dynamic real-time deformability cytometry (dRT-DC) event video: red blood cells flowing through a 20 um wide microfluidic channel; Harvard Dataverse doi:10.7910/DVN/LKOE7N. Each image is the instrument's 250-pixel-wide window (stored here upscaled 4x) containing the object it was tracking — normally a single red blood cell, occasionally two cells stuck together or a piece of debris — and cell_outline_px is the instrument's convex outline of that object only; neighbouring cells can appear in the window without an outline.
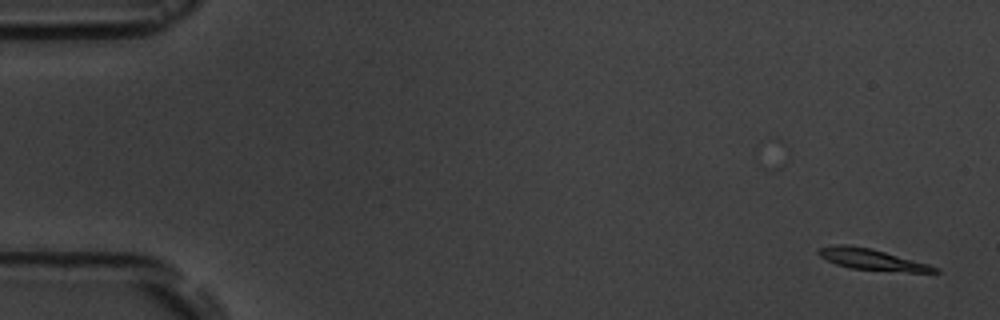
{"species": "common noctule bat (a hibernating species)", "species_latin": "Nyctalus noctula", "temperature_condition": "room temperature", "stored_images_in_passage": 7, "camera_frame_rate_fps": 3000, "um_per_image_px": 0.085, "animal": {"sex": "male", "body_mass_g": 19.5, "forearm_length_mm": 54.6}, "frame": {"image": 1, "passage_image": 1, "time_ms": 0.0, "image_size_px": [1000, 320], "cell_outline_px": [[940, 272], [908, 272], [852, 268], [836, 264], [820, 256], [816, 252], [820, 248], [836, 244], [844, 244], [868, 248], [884, 252], [928, 264], [940, 268]], "centroid_in_image_um": [74.11, 22.06], "position_along_channel_um": 10.9, "area_um2": 13.87}}
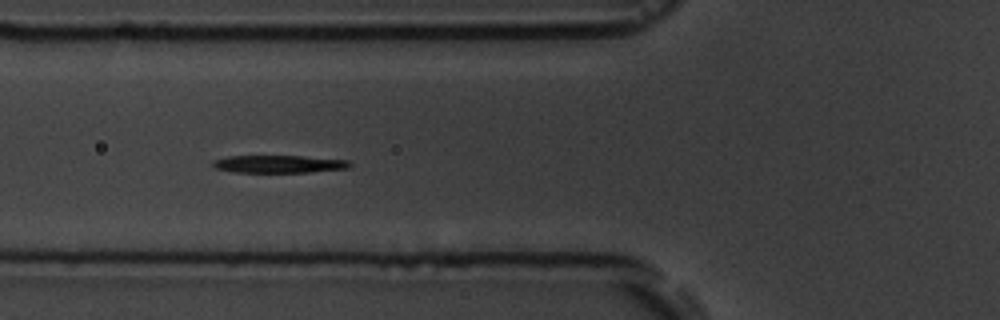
{"frame": {"image": 2, "passage_image": 6, "time_ms": 6.333, "image_size_px": [1000, 320], "cell_outline_px": [[352, 164], [348, 168], [308, 172], [232, 172], [216, 168], [212, 164], [212, 160], [228, 156], [304, 156], [348, 160]], "centroid_in_image_um": [23.69, 13.94], "position_along_channel_um": 102.1, "area_um2": 13.99}}
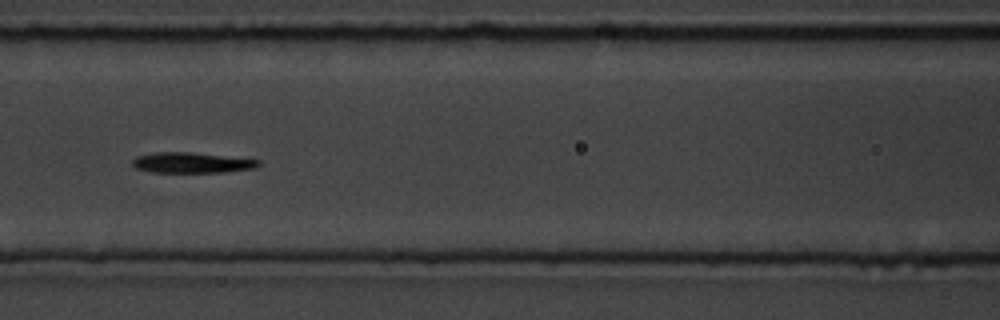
{"frame": {"image": 3, "passage_image": 7, "time_ms": 7.667, "image_size_px": [1000, 320], "cell_outline_px": [[260, 164], [256, 168], [224, 172], [152, 172], [136, 168], [132, 164], [132, 160], [136, 156], [152, 152], [192, 152], [260, 160]], "centroid_in_image_um": [16.28, 13.82], "position_along_channel_um": 150.3, "area_um2": 15.09}}